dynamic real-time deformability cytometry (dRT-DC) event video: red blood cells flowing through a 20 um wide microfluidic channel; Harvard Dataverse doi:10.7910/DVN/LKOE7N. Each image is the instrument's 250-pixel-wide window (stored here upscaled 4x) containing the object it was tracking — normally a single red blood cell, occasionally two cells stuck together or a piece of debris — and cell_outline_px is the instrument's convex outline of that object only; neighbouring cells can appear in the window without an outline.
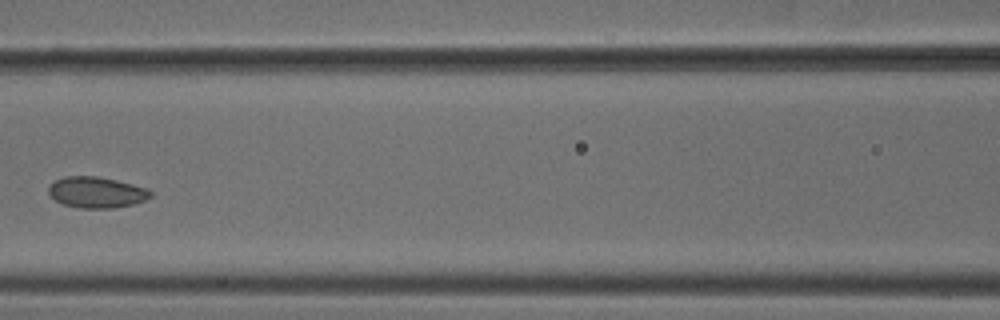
{"species": "common noctule bat (a hibernating species)", "species_latin": "Nyctalus noctula", "temperature_condition": "cold", "stored_images_in_passage": 4, "camera_frame_rate_fps": 3000, "um_per_image_px": 0.085, "animal": {"sex": "male", "body_mass_g": 18.8}, "frame": {"image": 1, "passage_image": 4, "time_ms": 1.0, "image_size_px": [1000, 320], "cell_outline_px": [[152, 196], [144, 200], [132, 204], [112, 208], [80, 208], [64, 204], [56, 200], [48, 192], [48, 188], [56, 180], [64, 176], [96, 176], [116, 180], [148, 188], [152, 192]], "centroid_in_image_um": [8.22, 16.34], "position_along_channel_um": 158.4, "area_um2": 18.26}}